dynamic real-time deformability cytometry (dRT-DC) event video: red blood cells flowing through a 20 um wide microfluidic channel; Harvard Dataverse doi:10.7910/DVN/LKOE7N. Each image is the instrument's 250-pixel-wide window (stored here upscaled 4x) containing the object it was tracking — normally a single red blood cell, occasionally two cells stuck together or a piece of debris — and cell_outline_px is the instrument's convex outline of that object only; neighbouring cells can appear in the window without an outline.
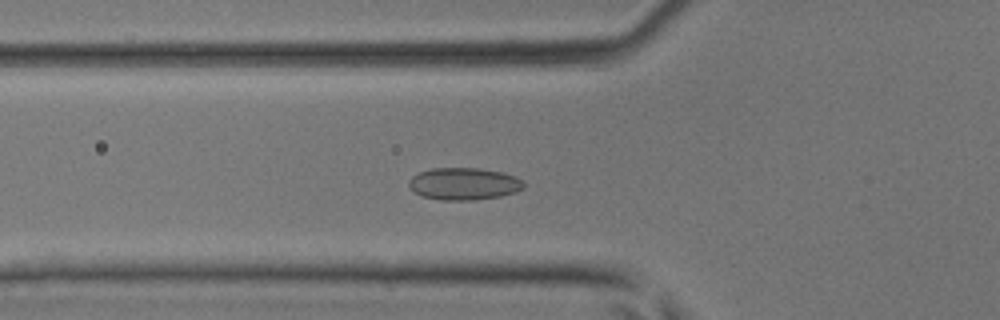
{"species": "common noctule bat (a hibernating species)", "species_latin": "Nyctalus noctula", "temperature_condition": "room temperature", "stored_images_in_passage": 42, "camera_frame_rate_fps": 3000, "um_per_image_px": 0.085, "animal": {"sex": "male", "body_mass_g": 17.9, "forearm_length_mm": 54.2}, "frame": {"image": 1, "passage_image": 14, "time_ms": 4.333, "image_size_px": [1000, 320], "cell_outline_px": [[524, 188], [516, 192], [500, 196], [472, 200], [444, 200], [424, 196], [416, 192], [408, 184], [408, 180], [412, 176], [420, 172], [432, 168], [480, 168], [504, 172], [516, 176], [524, 180]], "centroid_in_image_um": [39.49, 15.61], "position_along_channel_um": 86.3, "area_um2": 21.56}}
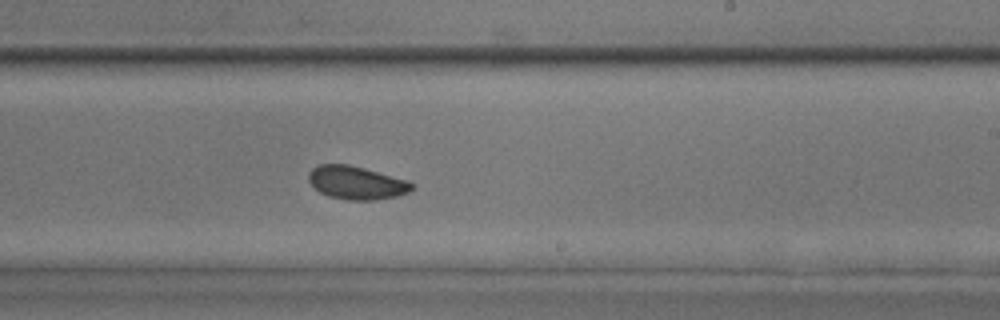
{"frame": {"image": 2, "passage_image": 25, "time_ms": 8.0, "image_size_px": [1000, 320], "cell_outline_px": [[412, 188], [408, 192], [396, 196], [376, 200], [348, 200], [328, 196], [320, 192], [308, 180], [308, 172], [312, 168], [320, 164], [348, 164], [364, 168], [408, 180], [412, 184]], "centroid_in_image_um": [30.27, 15.53], "position_along_channel_um": 258.7, "area_um2": 19.88}}
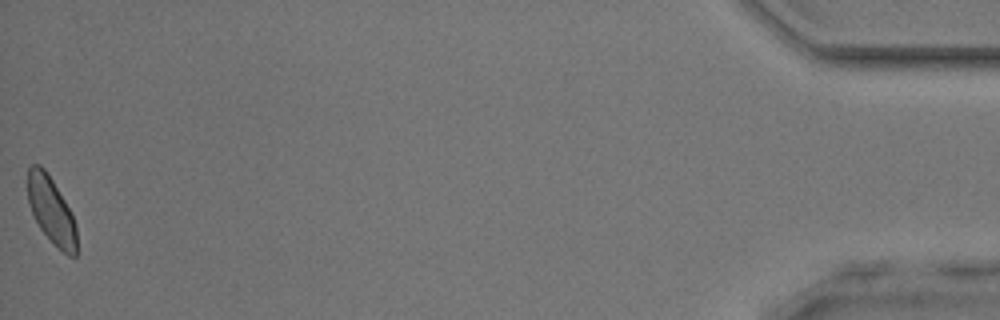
{"frame": {"image": 3, "passage_image": 42, "time_ms": 13.667, "image_size_px": [1000, 320], "cell_outline_px": [[76, 256], [68, 256], [40, 228], [32, 212], [28, 200], [28, 168], [32, 164], [40, 164], [44, 168], [52, 180], [64, 200], [76, 224]], "centroid_in_image_um": [4.35, 17.85], "position_along_channel_um": 430.9, "area_um2": 18.44}}